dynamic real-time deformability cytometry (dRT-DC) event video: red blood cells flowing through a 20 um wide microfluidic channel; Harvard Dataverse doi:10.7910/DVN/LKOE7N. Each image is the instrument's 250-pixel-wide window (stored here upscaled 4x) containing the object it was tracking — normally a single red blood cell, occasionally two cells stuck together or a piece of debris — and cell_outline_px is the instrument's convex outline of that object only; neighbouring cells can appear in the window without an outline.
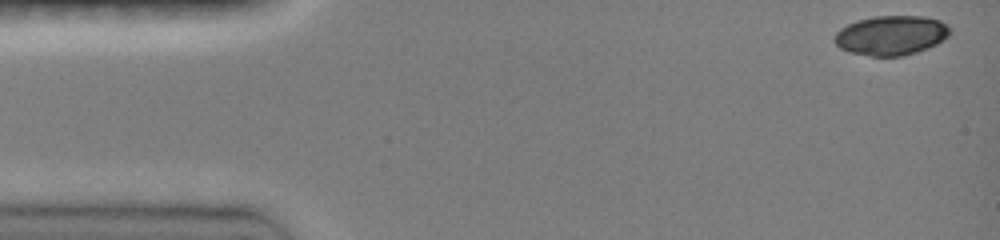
{"species": "common noctule bat (a hibernating species)", "species_latin": "Nyctalus noctula", "temperature_condition": "room temperature", "stored_images_in_passage": 29, "camera_frame_rate_fps": 3000, "um_per_image_px": 0.085, "animal": {"sex": "female", "body_mass_g": 19.0, "forearm_length_mm": 51.5}, "frame": {"image": 1, "passage_image": 1, "time_ms": 0.0, "image_size_px": [1000, 240], "cell_outline_px": [[952, 32], [944, 40], [928, 48], [904, 56], [872, 56], [848, 52], [840, 48], [836, 44], [836, 32], [840, 28], [856, 20], [876, 16], [924, 16], [940, 20], [948, 24], [952, 28]], "centroid_in_image_um": [75.8, 3.0], "position_along_channel_um": 9.2, "area_um2": 26.82}}
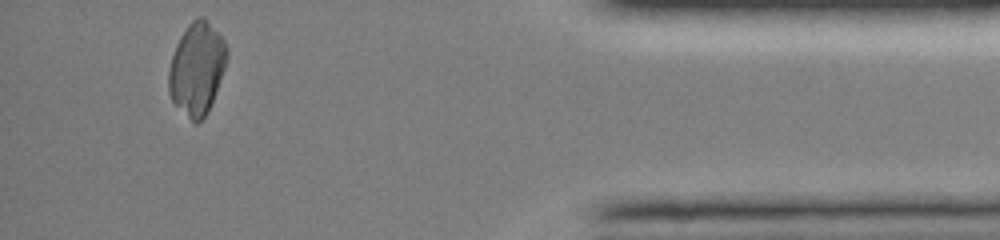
{"frame": {"image": 2, "passage_image": 29, "time_ms": 13.667, "image_size_px": [1000, 240], "cell_outline_px": [[228, 56], [224, 68], [208, 112], [196, 124], [172, 100], [168, 92], [168, 68], [176, 44], [180, 36], [188, 24], [196, 16], [204, 16], [208, 20], [224, 40], [228, 48]], "centroid_in_image_um": [16.73, 5.77], "position_along_channel_um": 418.5, "area_um2": 31.15}}